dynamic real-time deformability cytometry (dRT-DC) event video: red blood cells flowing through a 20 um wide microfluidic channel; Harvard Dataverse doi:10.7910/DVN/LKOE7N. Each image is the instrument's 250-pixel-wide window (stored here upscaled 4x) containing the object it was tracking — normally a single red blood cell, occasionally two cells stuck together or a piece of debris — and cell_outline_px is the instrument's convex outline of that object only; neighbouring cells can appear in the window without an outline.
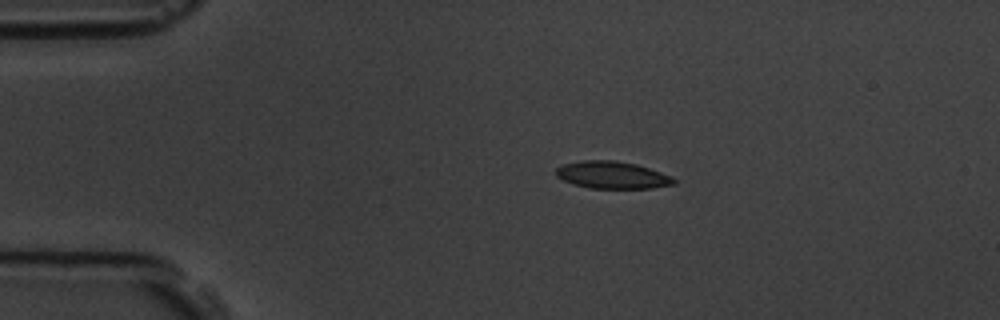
{"species": "common noctule bat (a hibernating species)", "species_latin": "Nyctalus noctula", "temperature_condition": "room temperature", "stored_images_in_passage": 5, "camera_frame_rate_fps": 3000, "um_per_image_px": 0.085, "animal": {"sex": "male", "body_mass_g": 19.5, "forearm_length_mm": 54.6}, "frame": {"image": 1, "passage_image": 2, "time_ms": 1.0, "image_size_px": [1000, 320], "cell_outline_px": [[676, 184], [652, 188], [588, 188], [572, 184], [556, 176], [556, 168], [564, 164], [584, 160], [612, 160], [636, 164], [660, 172], [676, 180]], "centroid_in_image_um": [52.01, 14.88], "position_along_channel_um": 33.0, "area_um2": 18.55}}
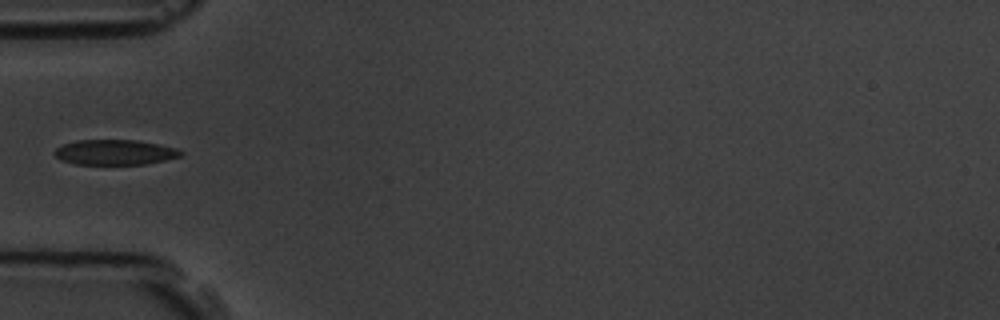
{"frame": {"image": 2, "passage_image": 4, "time_ms": 3.333, "image_size_px": [1000, 320], "cell_outline_px": [[184, 152], [180, 156], [148, 164], [76, 164], [60, 160], [52, 152], [56, 148], [64, 144], [76, 140], [136, 140], [176, 148]], "centroid_in_image_um": [9.73, 12.94], "position_along_channel_um": 75.3, "area_um2": 18.44}}
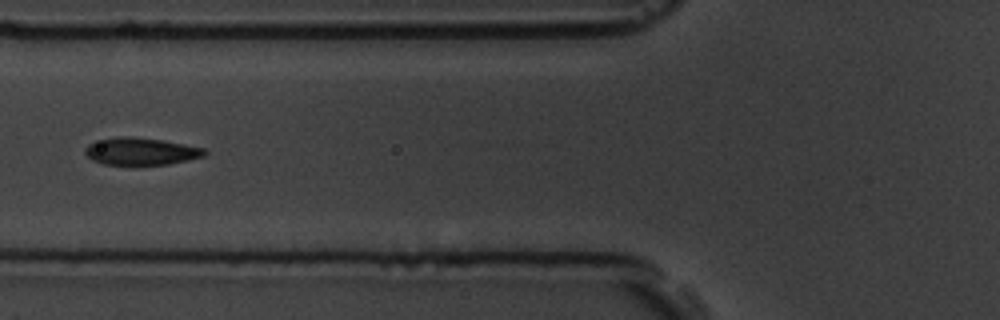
{"frame": {"image": 3, "passage_image": 5, "time_ms": 4.333, "image_size_px": [1000, 320], "cell_outline_px": [[208, 152], [204, 156], [188, 160], [168, 164], [104, 164], [92, 160], [84, 152], [84, 148], [88, 144], [116, 136], [132, 136], [164, 140], [204, 148]], "centroid_in_image_um": [11.99, 12.85], "position_along_channel_um": 113.8, "area_um2": 18.9}}